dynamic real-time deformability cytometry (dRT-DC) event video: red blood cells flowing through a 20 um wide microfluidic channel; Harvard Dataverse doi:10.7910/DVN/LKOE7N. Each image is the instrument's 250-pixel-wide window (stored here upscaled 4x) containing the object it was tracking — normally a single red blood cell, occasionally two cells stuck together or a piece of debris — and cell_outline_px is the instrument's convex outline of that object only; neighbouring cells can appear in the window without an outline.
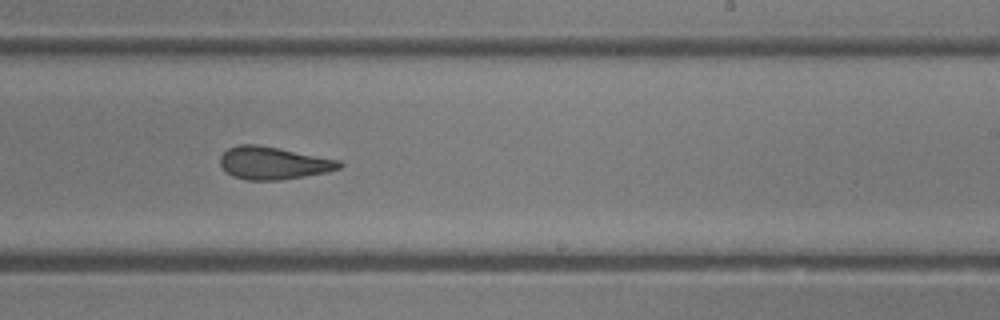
{"species": "common noctule bat (a hibernating species)", "species_latin": "Nyctalus noctula", "temperature_condition": "room temperature", "stored_images_in_passage": 24, "camera_frame_rate_fps": 3000, "um_per_image_px": 0.085, "animal": {"sex": "female"}, "frame": {"image": 1, "passage_image": 11, "time_ms": 3.333, "image_size_px": [1000, 320], "cell_outline_px": [[344, 164], [340, 168], [328, 172], [280, 180], [248, 180], [232, 176], [220, 164], [220, 156], [228, 148], [240, 144], [256, 144], [340, 160]], "centroid_in_image_um": [23.24, 13.86], "position_along_channel_um": 265.8, "area_um2": 22.48}}